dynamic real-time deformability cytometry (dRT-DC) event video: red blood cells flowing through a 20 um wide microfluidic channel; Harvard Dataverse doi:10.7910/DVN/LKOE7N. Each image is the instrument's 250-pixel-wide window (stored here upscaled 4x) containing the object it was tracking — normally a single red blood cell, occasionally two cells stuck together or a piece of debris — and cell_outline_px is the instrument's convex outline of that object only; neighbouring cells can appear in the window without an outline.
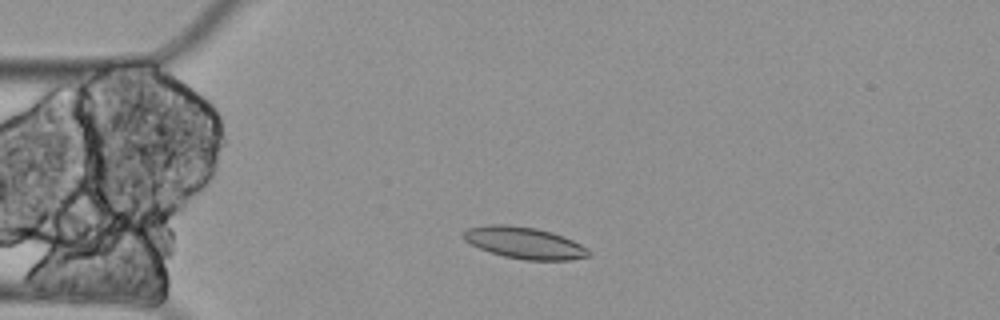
{"species": "Egyptian fruit bat (a non-hibernating species)", "species_latin": "Rousettus aegyptiacus", "temperature_condition": "cold", "stored_images_in_passage": 27, "camera_frame_rate_fps": 3000, "um_per_image_px": 0.085, "animal": {"sex": "female"}, "frame": {"image": 1, "passage_image": 4, "time_ms": 1.0, "image_size_px": [1000, 320], "cell_outline_px": [[588, 256], [568, 260], [524, 260], [504, 256], [480, 248], [464, 240], [464, 232], [468, 228], [492, 224], [504, 224], [536, 228], [552, 232], [572, 240], [580, 244], [588, 252]], "centroid_in_image_um": [44.55, 20.64], "position_along_channel_um": 40.5, "area_um2": 22.6}}
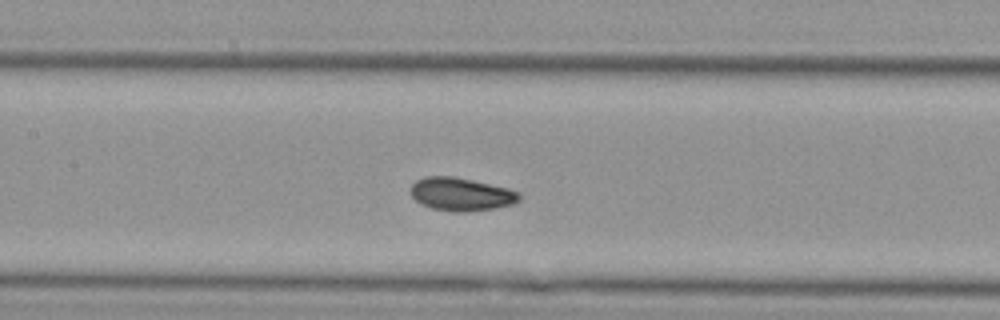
{"frame": {"image": 2, "passage_image": 17, "time_ms": 5.333, "image_size_px": [1000, 320], "cell_outline_px": [[520, 200], [512, 204], [492, 208], [468, 212], [456, 212], [432, 208], [420, 204], [412, 196], [412, 184], [416, 180], [424, 176], [452, 176], [472, 180], [508, 188], [520, 192]], "centroid_in_image_um": [39.19, 16.5], "position_along_channel_um": 168.2, "area_um2": 20.87}}
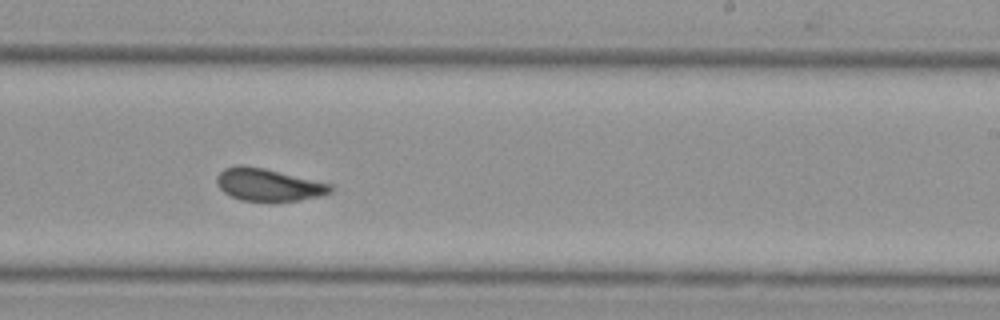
{"frame": {"image": 3, "passage_image": 26, "time_ms": 8.333, "image_size_px": [1000, 320], "cell_outline_px": [[332, 192], [320, 196], [300, 200], [272, 204], [240, 200], [224, 192], [220, 188], [216, 180], [216, 176], [224, 168], [236, 164], [240, 164], [264, 168], [332, 184]], "centroid_in_image_um": [22.8, 15.74], "position_along_channel_um": 266.2, "area_um2": 22.14}}